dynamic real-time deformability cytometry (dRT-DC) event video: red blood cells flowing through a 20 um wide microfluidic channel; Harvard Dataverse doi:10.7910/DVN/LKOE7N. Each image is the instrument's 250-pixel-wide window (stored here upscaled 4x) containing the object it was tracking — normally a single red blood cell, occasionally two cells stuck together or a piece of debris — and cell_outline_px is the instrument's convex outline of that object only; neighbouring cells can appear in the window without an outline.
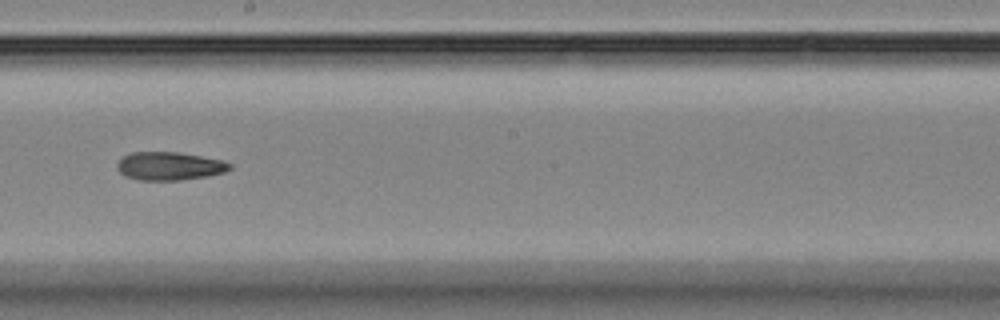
{"species": "Egyptian fruit bat (a non-hibernating species)", "species_latin": "Rousettus aegyptiacus", "temperature_condition": "room temperature", "stored_images_in_passage": 14, "camera_frame_rate_fps": 3000, "um_per_image_px": 0.085, "animal": {"sex": "female"}, "frame": {"image": 1, "passage_image": 7, "time_ms": 8.0, "image_size_px": [1000, 320], "cell_outline_px": [[232, 168], [224, 172], [208, 176], [180, 180], [140, 180], [128, 176], [120, 172], [116, 168], [116, 164], [124, 156], [132, 152], [176, 152], [224, 160], [232, 164]], "centroid_in_image_um": [14.43, 14.11], "position_along_channel_um": 233.8, "area_um2": 18.44}}
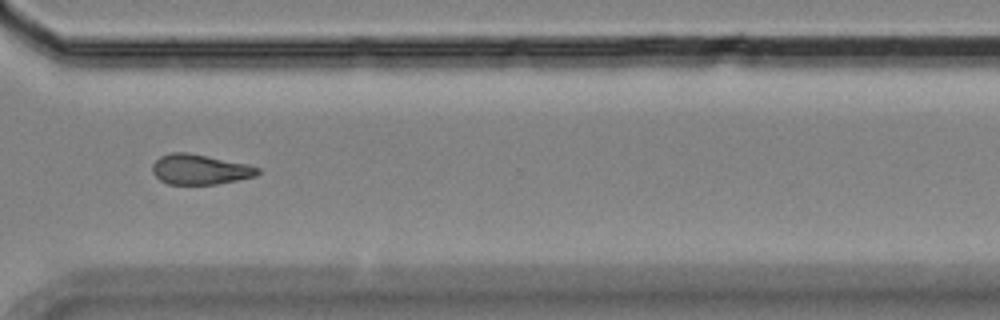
{"frame": {"image": 2, "passage_image": 10, "time_ms": 11.333, "image_size_px": [1000, 320], "cell_outline_px": [[260, 172], [256, 176], [216, 184], [168, 184], [160, 180], [152, 172], [152, 164], [160, 156], [172, 152], [188, 152], [248, 164], [260, 168]], "centroid_in_image_um": [16.99, 14.39], "position_along_channel_um": 353.6, "area_um2": 18.5}}
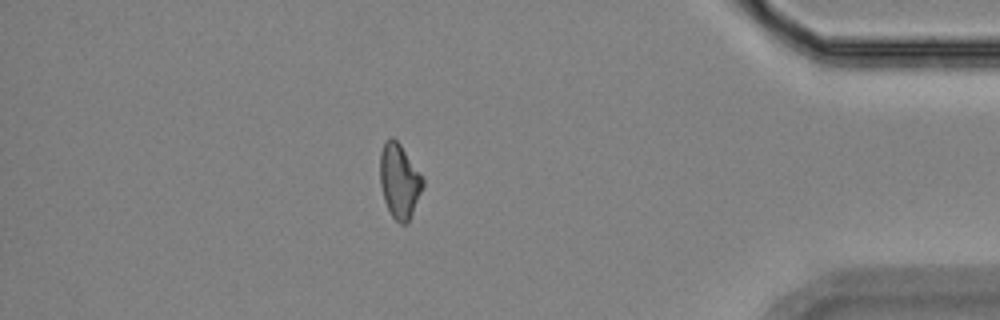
{"frame": {"image": 3, "passage_image": 12, "time_ms": 13.667, "image_size_px": [1000, 320], "cell_outline_px": [[424, 184], [408, 224], [400, 224], [392, 216], [384, 200], [380, 184], [380, 152], [384, 140], [392, 136], [400, 144], [424, 176]], "centroid_in_image_um": [33.95, 15.36], "position_along_channel_um": 401.2, "area_um2": 18.79}, "authors_computed_cell_mechanics": {"area_um2": 18.6983, "velocity_mm_per_s": 3.6034, "shape_relaxation_time_tau1_ms": null, "shape_relaxation_time_tau2_ms": 10.1924, "deformation_change_tau1": null, "deformation_change_tau2": 0.2115}}